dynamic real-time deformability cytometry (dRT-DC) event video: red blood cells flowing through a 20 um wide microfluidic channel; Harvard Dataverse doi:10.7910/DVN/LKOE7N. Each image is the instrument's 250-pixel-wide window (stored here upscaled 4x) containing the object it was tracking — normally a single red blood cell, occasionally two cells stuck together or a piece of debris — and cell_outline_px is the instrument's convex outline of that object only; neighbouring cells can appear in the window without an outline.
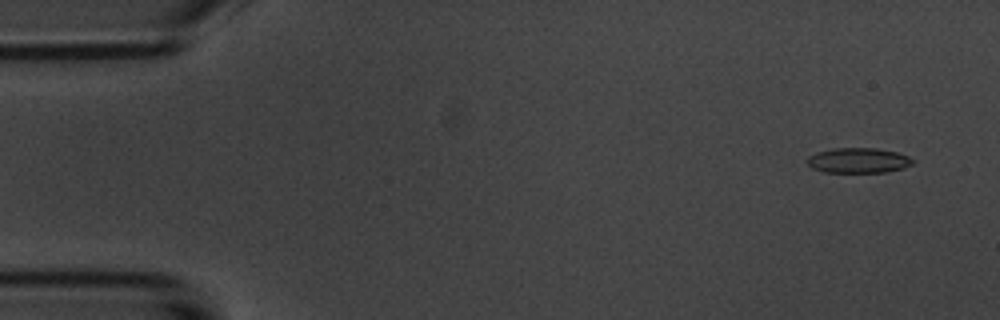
{"species": "common noctule bat (a hibernating species)", "species_latin": "Nyctalus noctula", "temperature_condition": "room temperature", "stored_images_in_passage": 7, "camera_frame_rate_fps": 3000, "um_per_image_px": 0.085, "animal": {"sex": "male", "body_mass_g": 20.1, "forearm_length_mm": 53.5}, "frame": {"image": 1, "passage_image": 1, "time_ms": 0.0, "image_size_px": [1000, 320], "cell_outline_px": [[916, 160], [912, 164], [904, 168], [888, 172], [824, 172], [812, 168], [804, 160], [808, 156], [816, 152], [832, 148], [876, 148], [896, 152], [908, 156]], "centroid_in_image_um": [72.94, 13.63], "position_along_channel_um": 12.1, "area_um2": 15.66}}
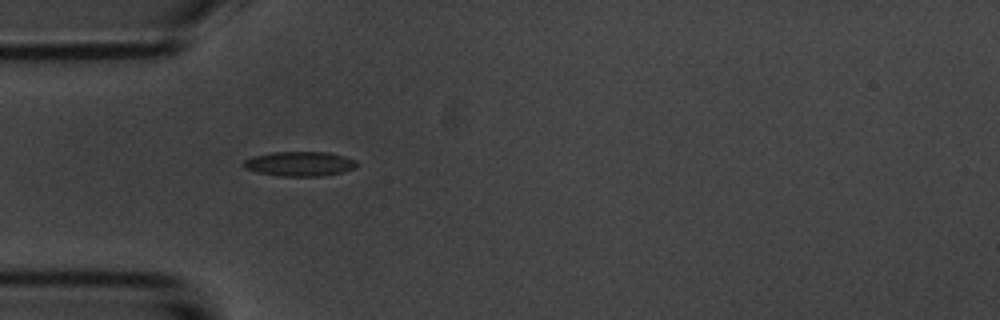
{"frame": {"image": 2, "passage_image": 5, "time_ms": 4.333, "image_size_px": [1000, 320], "cell_outline_px": [[356, 168], [344, 172], [324, 176], [280, 176], [256, 172], [244, 168], [240, 164], [244, 160], [252, 156], [272, 152], [332, 152], [356, 160]], "centroid_in_image_um": [25.46, 13.92], "position_along_channel_um": 59.5, "area_um2": 16.53}}
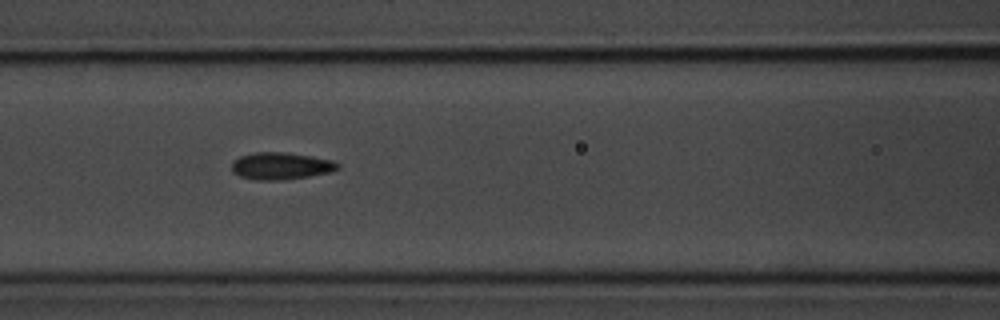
{"frame": {"image": 3, "passage_image": 7, "time_ms": 6.667, "image_size_px": [1000, 320], "cell_outline_px": [[340, 168], [332, 172], [308, 176], [280, 180], [256, 180], [240, 176], [232, 172], [232, 160], [240, 156], [256, 152], [284, 152], [332, 160], [340, 164]], "centroid_in_image_um": [23.86, 14.11], "position_along_channel_um": 142.7, "area_um2": 16.7}}